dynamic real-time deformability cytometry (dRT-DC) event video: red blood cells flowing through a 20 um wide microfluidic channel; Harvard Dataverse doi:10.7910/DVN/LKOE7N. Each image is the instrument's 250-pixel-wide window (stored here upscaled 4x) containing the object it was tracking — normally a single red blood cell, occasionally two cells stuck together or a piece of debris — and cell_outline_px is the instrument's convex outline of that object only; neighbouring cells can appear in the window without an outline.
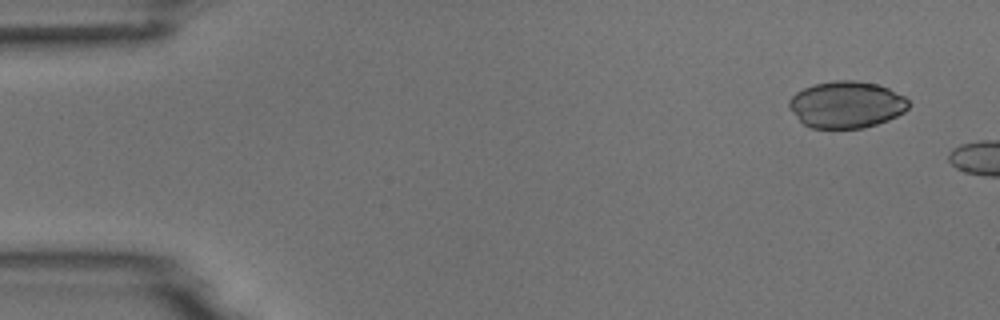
{"species": "common noctule bat (a hibernating species)", "species_latin": "Nyctalus noctula", "temperature_condition": "room temperature", "stored_images_in_passage": 3, "camera_frame_rate_fps": 3000, "um_per_image_px": 0.085, "animal": {"sex": "male", "body_mass_g": 18.8}, "frame": {"image": 1, "passage_image": 1, "time_ms": 0.0, "image_size_px": [1000, 320], "cell_outline_px": [[908, 108], [904, 112], [888, 120], [864, 128], [812, 128], [804, 124], [788, 108], [788, 100], [796, 92], [812, 84], [836, 80], [856, 80], [876, 84], [888, 88], [904, 96], [908, 100]], "centroid_in_image_um": [71.93, 8.88], "position_along_channel_um": 13.1, "area_um2": 32.6}}